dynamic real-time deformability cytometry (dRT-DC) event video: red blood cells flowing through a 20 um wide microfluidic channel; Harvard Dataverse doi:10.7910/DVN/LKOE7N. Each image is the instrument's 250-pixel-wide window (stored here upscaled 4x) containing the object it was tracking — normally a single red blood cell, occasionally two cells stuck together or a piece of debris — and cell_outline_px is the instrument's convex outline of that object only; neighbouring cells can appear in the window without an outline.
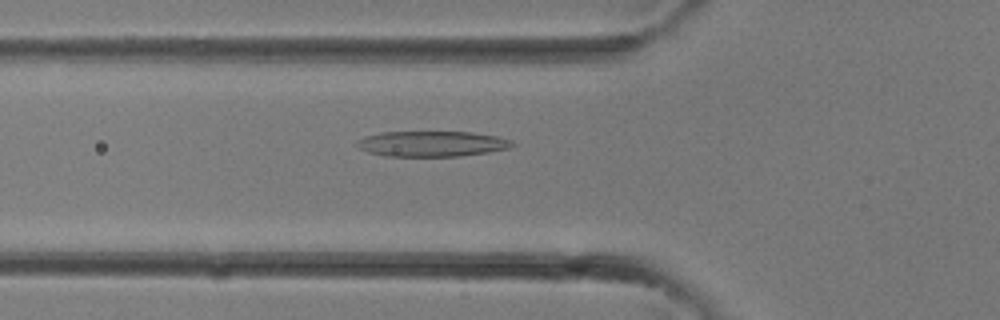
{"species": "common noctule bat (a hibernating species)", "species_latin": "Nyctalus noctula", "temperature_condition": "room temperature", "stored_images_in_passage": 33, "camera_frame_rate_fps": 3000, "um_per_image_px": 0.085, "animal": {"sex": "female"}, "frame": {"image": 1, "passage_image": 12, "time_ms": 3.667, "image_size_px": [1000, 320], "cell_outline_px": [[516, 144], [508, 148], [488, 152], [460, 156], [384, 156], [368, 152], [356, 148], [356, 140], [364, 136], [380, 132], [472, 132], [500, 136], [512, 140]], "centroid_in_image_um": [36.69, 12.22], "position_along_channel_um": 89.1, "area_um2": 23.35}}
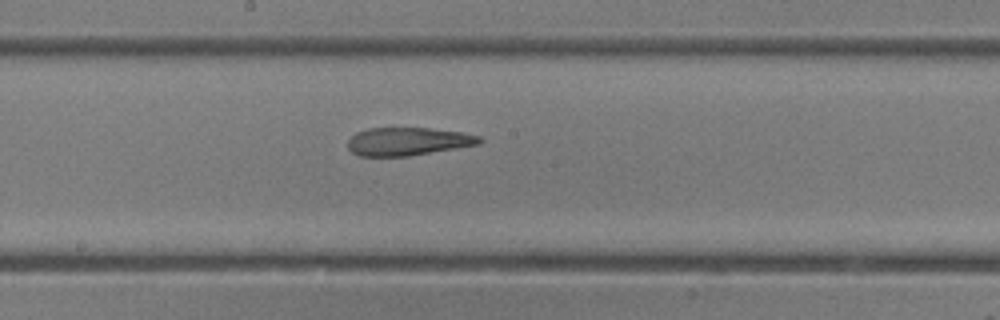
{"frame": {"image": 2, "passage_image": 18, "time_ms": 5.667, "image_size_px": [1000, 320], "cell_outline_px": [[484, 140], [480, 144], [408, 156], [360, 156], [352, 152], [348, 148], [348, 140], [356, 132], [368, 128], [428, 128], [460, 132], [480, 136]], "centroid_in_image_um": [34.66, 12.02], "position_along_channel_um": 213.5, "area_um2": 21.44}}
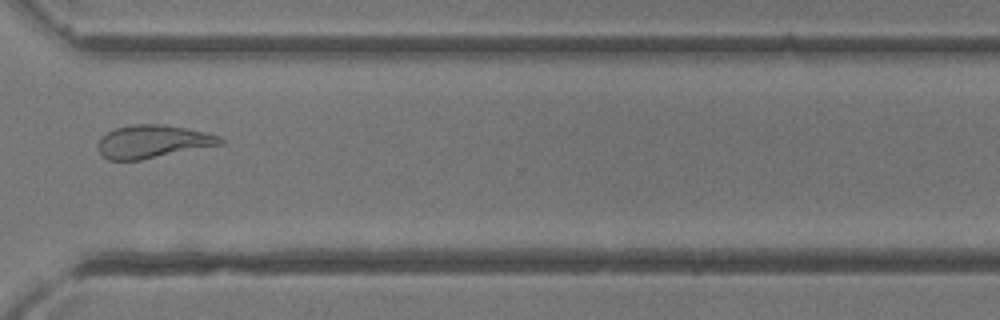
{"frame": {"image": 3, "passage_image": 25, "time_ms": 8.0, "image_size_px": [1000, 320], "cell_outline_px": [[224, 144], [140, 160], [108, 160], [100, 152], [100, 136], [116, 128], [136, 124], [160, 124], [184, 128], [204, 132], [220, 136], [224, 140]], "centroid_in_image_um": [13.02, 12.04], "position_along_channel_um": 357.6, "area_um2": 23.18}}